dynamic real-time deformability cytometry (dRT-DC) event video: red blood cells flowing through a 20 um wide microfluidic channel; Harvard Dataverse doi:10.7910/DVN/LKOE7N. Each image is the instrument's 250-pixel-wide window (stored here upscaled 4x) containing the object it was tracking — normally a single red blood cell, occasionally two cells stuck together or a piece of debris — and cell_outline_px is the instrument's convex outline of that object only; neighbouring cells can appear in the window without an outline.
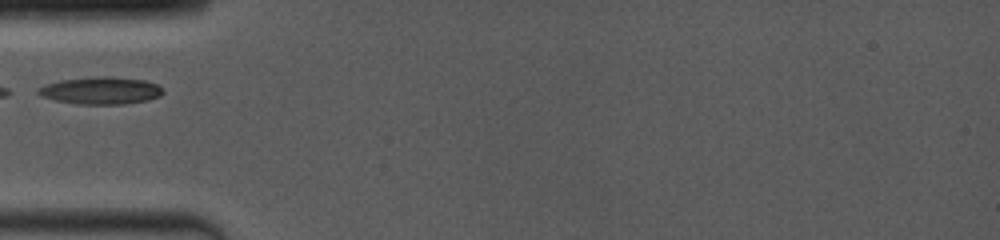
{"species": "common noctule bat (a hibernating species)", "species_latin": "Nyctalus noctula", "temperature_condition": "room temperature", "stored_images_in_passage": 4, "camera_frame_rate_fps": 4000, "um_per_image_px": 0.085, "animal": {"sex": "female", "body_mass_g": 19.0, "forearm_length_mm": 53.3}, "frame": {"image": 1, "passage_image": 1, "time_ms": 0.0, "image_size_px": [1000, 240], "cell_outline_px": [[164, 92], [160, 96], [148, 100], [124, 104], [76, 104], [56, 100], [40, 96], [36, 92], [36, 88], [44, 84], [64, 80], [104, 76], [144, 80], [156, 84]], "centroid_in_image_um": [8.53, 7.71], "position_along_channel_um": 76.5, "area_um2": 19.65}}
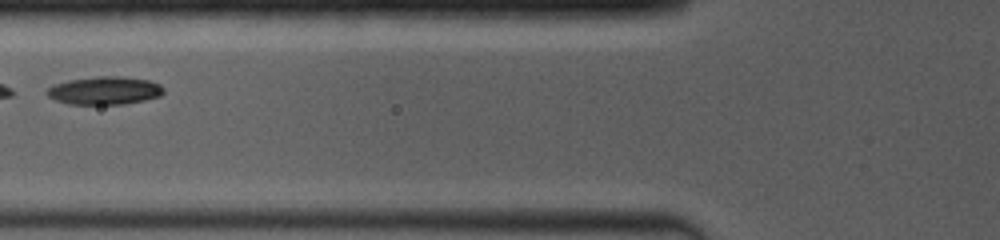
{"frame": {"image": 2, "passage_image": 2, "time_ms": 1.0, "image_size_px": [1000, 240], "cell_outline_px": [[164, 92], [160, 96], [144, 100], [124, 104], [68, 104], [56, 100], [48, 96], [44, 92], [48, 88], [56, 84], [68, 80], [100, 76], [124, 76], [148, 80], [160, 84], [164, 88]], "centroid_in_image_um": [8.9, 7.69], "position_along_channel_um": 116.9, "area_um2": 19.07}}